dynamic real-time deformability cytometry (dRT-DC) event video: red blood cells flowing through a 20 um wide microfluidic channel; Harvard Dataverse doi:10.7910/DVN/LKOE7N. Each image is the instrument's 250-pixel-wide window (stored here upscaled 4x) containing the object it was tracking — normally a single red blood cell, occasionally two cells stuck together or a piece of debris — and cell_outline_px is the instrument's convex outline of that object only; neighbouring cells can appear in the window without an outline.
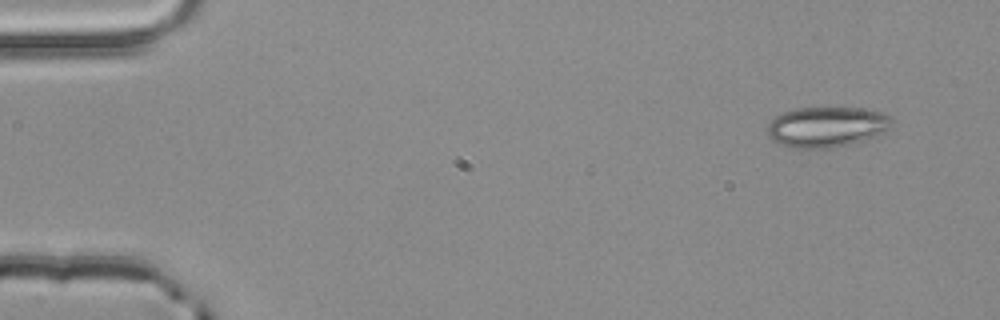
{"species": "common noctule bat (a hibernating species)", "species_latin": "Nyctalus noctula", "temperature_condition": "room temperature", "stored_images_in_passage": 4, "camera_frame_rate_fps": 3000, "um_per_image_px": 0.085, "animal": {"sex": "male", "body_mass_g": 20.4}, "frame": {"image": 1, "passage_image": 1, "time_ms": 0.0, "image_size_px": [1000, 320], "cell_outline_px": [[892, 124], [884, 132], [860, 140], [828, 148], [796, 148], [780, 144], [772, 140], [768, 136], [768, 124], [776, 116], [784, 112], [796, 108], [860, 108], [884, 112], [892, 120]], "centroid_in_image_um": [70.24, 10.77], "position_along_channel_um": 14.8, "area_um2": 28.78}}